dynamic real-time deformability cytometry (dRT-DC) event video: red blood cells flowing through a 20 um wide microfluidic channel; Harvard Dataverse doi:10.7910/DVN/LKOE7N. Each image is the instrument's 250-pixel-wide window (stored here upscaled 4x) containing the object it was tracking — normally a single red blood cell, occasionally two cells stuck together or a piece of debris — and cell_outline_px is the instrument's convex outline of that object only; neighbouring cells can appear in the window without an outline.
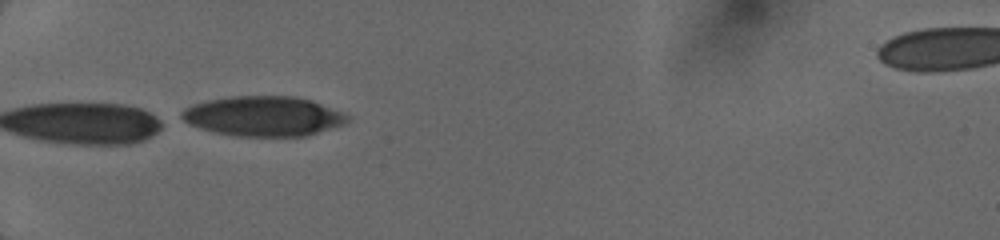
{"species": "human", "species_latin": "Homo sapiens", "temperature_condition": "cold", "stored_images_in_passage": 12, "camera_frame_rate_fps": 3000, "um_per_image_px": 0.085, "donor": {"sex": "female"}, "frame": {"image": 1, "passage_image": 11, "time_ms": 6.0, "image_size_px": [1000, 240], "cell_outline_px": [[352, 116], [344, 124], [308, 136], [236, 136], [212, 132], [188, 124], [180, 116], [180, 112], [184, 108], [192, 104], [208, 100], [232, 96], [296, 96], [312, 100]], "centroid_in_image_um": [22.38, 9.87], "position_along_channel_um": 62.6, "area_um2": 38.84}}